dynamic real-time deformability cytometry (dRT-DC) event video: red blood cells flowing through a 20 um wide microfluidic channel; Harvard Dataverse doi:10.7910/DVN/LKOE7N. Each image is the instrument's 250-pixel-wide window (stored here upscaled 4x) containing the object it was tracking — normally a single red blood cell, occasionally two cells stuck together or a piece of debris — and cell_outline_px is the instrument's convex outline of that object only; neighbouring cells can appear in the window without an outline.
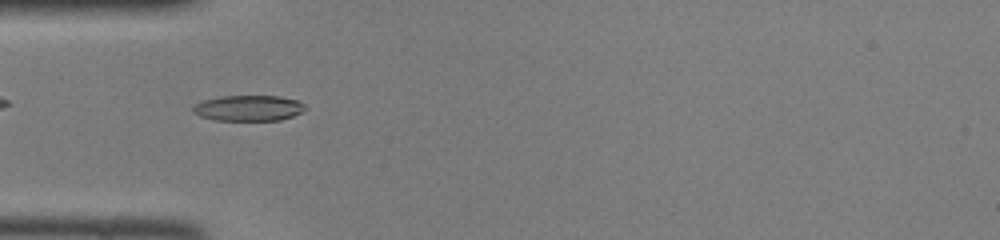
{"species": "common noctule bat (a hibernating species)", "species_latin": "Nyctalus noctula", "temperature_condition": "room temperature", "stored_images_in_passage": 36, "camera_frame_rate_fps": 3000, "um_per_image_px": 0.085, "animal": {"sex": "female", "body_mass_g": 22.0, "forearm_length_mm": 56.7}, "frame": {"image": 1, "passage_image": 4, "time_ms": 1.0, "image_size_px": [1000, 240], "cell_outline_px": [[308, 108], [292, 116], [280, 120], [216, 120], [200, 116], [192, 112], [192, 108], [196, 104], [204, 100], [220, 96], [280, 96], [300, 100]], "centroid_in_image_um": [21.15, 9.18], "position_along_channel_um": 63.8, "area_um2": 16.82}}
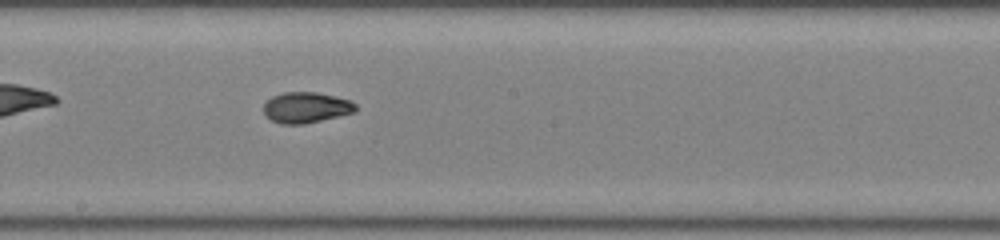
{"frame": {"image": 2, "passage_image": 15, "time_ms": 4.667, "image_size_px": [1000, 240], "cell_outline_px": [[356, 112], [304, 124], [280, 124], [272, 120], [264, 112], [264, 104], [272, 96], [284, 92], [316, 92], [352, 100], [356, 104]], "centroid_in_image_um": [26.04, 9.13], "position_along_channel_um": 222.2, "area_um2": 16.47}}
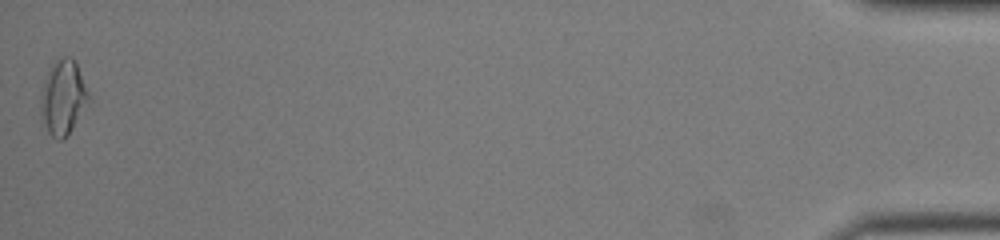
{"frame": {"image": 3, "passage_image": 36, "time_ms": 11.667, "image_size_px": [1000, 240], "cell_outline_px": [[88, 96], [72, 128], [60, 140], [56, 140], [48, 132], [44, 124], [40, 100], [44, 84], [48, 72], [56, 60], [64, 56], [72, 56], [76, 64], [88, 92]], "centroid_in_image_um": [5.32, 8.25], "position_along_channel_um": 429.9, "area_um2": 19.59}}